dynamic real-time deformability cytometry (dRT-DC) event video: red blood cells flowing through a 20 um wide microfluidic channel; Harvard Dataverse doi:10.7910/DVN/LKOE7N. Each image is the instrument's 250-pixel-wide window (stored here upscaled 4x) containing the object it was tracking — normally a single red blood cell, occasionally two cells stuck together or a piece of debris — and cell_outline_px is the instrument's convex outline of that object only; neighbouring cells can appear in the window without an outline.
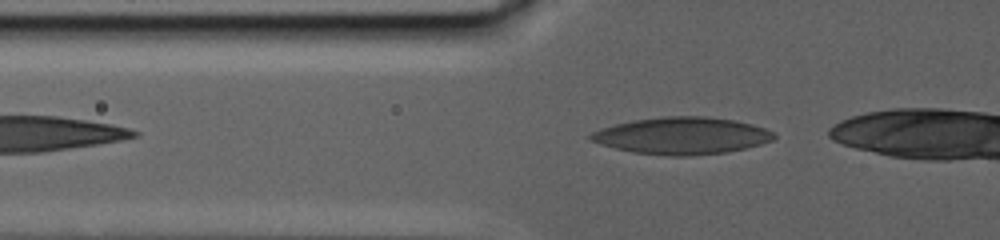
{"species": "human", "species_latin": "Homo sapiens", "temperature_condition": "warm", "stored_images_in_passage": 23, "camera_frame_rate_fps": 3000, "um_per_image_px": 0.085, "donor": {"sex": "male"}, "frame": {"image": 1, "passage_image": 2, "time_ms": 0.333, "image_size_px": [1000, 240], "cell_outline_px": [[776, 136], [772, 140], [760, 144], [728, 152], [688, 156], [672, 156], [632, 152], [600, 144], [588, 140], [588, 136], [592, 132], [600, 128], [632, 120], [664, 116], [704, 116], [732, 120], [752, 124], [764, 128], [772, 132]], "centroid_in_image_um": [57.92, 11.54], "position_along_channel_um": 67.9, "area_um2": 39.42}}
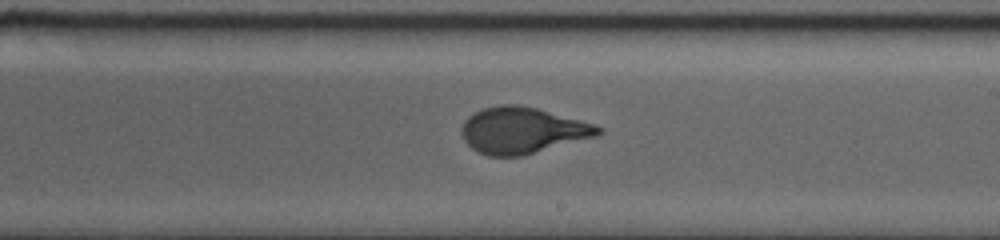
{"frame": {"image": 2, "passage_image": 13, "time_ms": 8.667, "image_size_px": [1000, 240], "cell_outline_px": [[604, 132], [596, 136], [524, 156], [488, 156], [472, 148], [464, 140], [460, 132], [460, 128], [464, 120], [468, 116], [484, 108], [500, 104], [520, 104], [536, 108], [596, 124], [604, 128]], "centroid_in_image_um": [44.41, 11.08], "position_along_channel_um": 244.6, "area_um2": 37.05}}
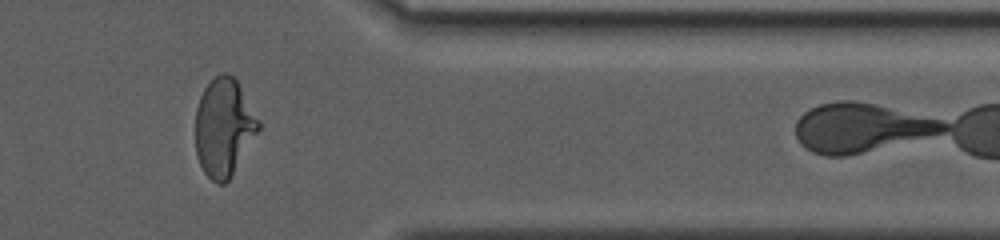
{"frame": {"image": 3, "passage_image": 21, "time_ms": 15.667, "image_size_px": [1000, 240], "cell_outline_px": [[260, 128], [232, 176], [224, 184], [216, 184], [204, 172], [196, 156], [196, 108], [200, 96], [204, 88], [216, 76], [224, 72], [228, 72], [236, 80], [260, 120]], "centroid_in_image_um": [19.03, 10.84], "position_along_channel_um": 392.4, "area_um2": 35.89}}